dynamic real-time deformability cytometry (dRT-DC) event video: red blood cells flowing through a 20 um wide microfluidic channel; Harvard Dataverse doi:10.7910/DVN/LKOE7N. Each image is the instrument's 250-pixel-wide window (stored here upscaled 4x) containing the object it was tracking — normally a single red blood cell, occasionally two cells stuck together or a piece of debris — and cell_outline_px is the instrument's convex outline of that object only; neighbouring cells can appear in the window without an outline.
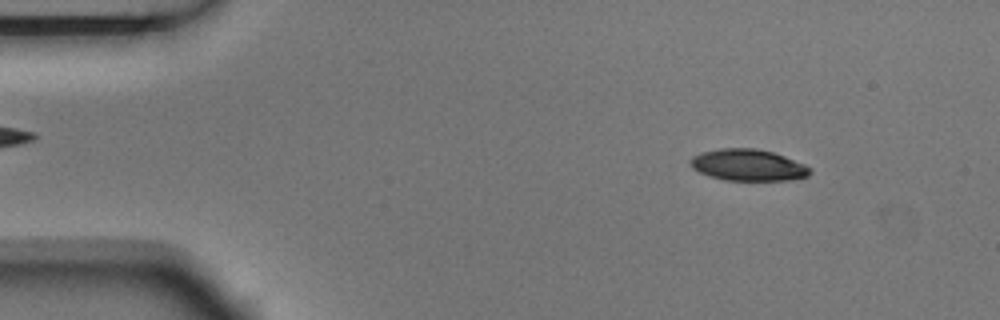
{"species": "Egyptian fruit bat (a non-hibernating species)", "species_latin": "Rousettus aegyptiacus", "temperature_condition": "room temperature", "stored_images_in_passage": 3, "camera_frame_rate_fps": 3000, "um_per_image_px": 0.085, "animal": {"sex": "male"}, "frame": {"image": 1, "passage_image": 1, "time_ms": 0.0, "image_size_px": [1000, 320], "cell_outline_px": [[812, 172], [808, 176], [788, 180], [724, 180], [700, 172], [692, 168], [692, 156], [700, 152], [720, 148], [756, 148], [772, 152], [784, 156], [804, 164], [812, 168]], "centroid_in_image_um": [63.61, 14.02], "position_along_channel_um": 21.4, "area_um2": 21.85}}